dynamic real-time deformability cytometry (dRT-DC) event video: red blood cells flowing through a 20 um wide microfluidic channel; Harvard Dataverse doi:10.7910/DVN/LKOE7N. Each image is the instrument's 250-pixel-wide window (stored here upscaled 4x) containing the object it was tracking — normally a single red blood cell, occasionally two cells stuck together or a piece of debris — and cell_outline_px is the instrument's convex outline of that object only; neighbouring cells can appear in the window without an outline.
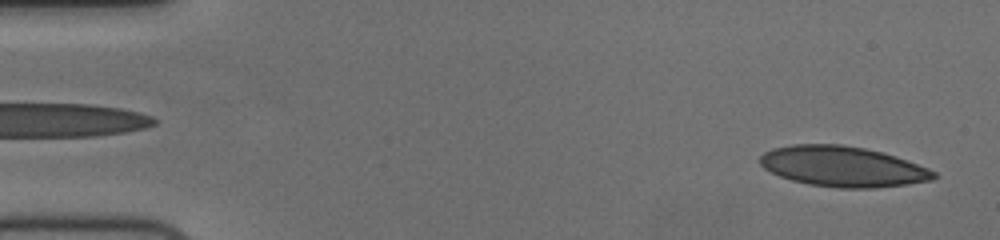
{"species": "human", "species_latin": "Homo sapiens", "temperature_condition": "cold", "stored_images_in_passage": 54, "camera_frame_rate_fps": 3000, "um_per_image_px": 0.085, "donor": {"sex": "female"}, "frame": {"image": 1, "passage_image": 2, "time_ms": 0.333, "image_size_px": [1000, 240], "cell_outline_px": [[936, 176], [932, 180], [908, 184], [872, 188], [840, 188], [808, 184], [792, 180], [780, 176], [764, 168], [760, 164], [760, 156], [764, 152], [772, 148], [792, 144], [840, 144], [864, 148], [880, 152], [928, 168], [936, 172]], "centroid_in_image_um": [71.59, 14.15], "position_along_channel_um": 13.4, "area_um2": 40.58}}
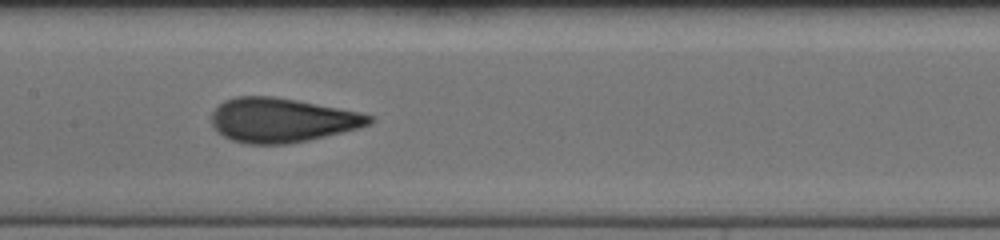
{"frame": {"image": 2, "passage_image": 26, "time_ms": 8.333, "image_size_px": [1000, 240], "cell_outline_px": [[376, 120], [372, 124], [360, 128], [308, 140], [288, 144], [248, 144], [232, 140], [216, 132], [212, 124], [212, 112], [224, 100], [236, 96], [272, 96], [296, 100], [360, 112], [372, 116]], "centroid_in_image_um": [23.97, 10.21], "position_along_channel_um": 183.4, "area_um2": 40.81}}
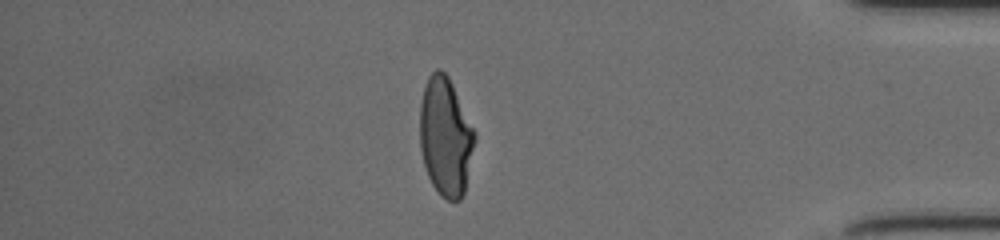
{"frame": {"image": 3, "passage_image": 46, "time_ms": 15.0, "image_size_px": [1000, 240], "cell_outline_px": [[476, 140], [464, 192], [460, 200], [448, 200], [440, 196], [432, 184], [428, 176], [424, 164], [420, 148], [420, 104], [424, 88], [428, 76], [436, 68], [440, 68], [448, 76], [476, 132]], "centroid_in_image_um": [37.87, 11.62], "position_along_channel_um": 397.3, "area_um2": 37.97}}